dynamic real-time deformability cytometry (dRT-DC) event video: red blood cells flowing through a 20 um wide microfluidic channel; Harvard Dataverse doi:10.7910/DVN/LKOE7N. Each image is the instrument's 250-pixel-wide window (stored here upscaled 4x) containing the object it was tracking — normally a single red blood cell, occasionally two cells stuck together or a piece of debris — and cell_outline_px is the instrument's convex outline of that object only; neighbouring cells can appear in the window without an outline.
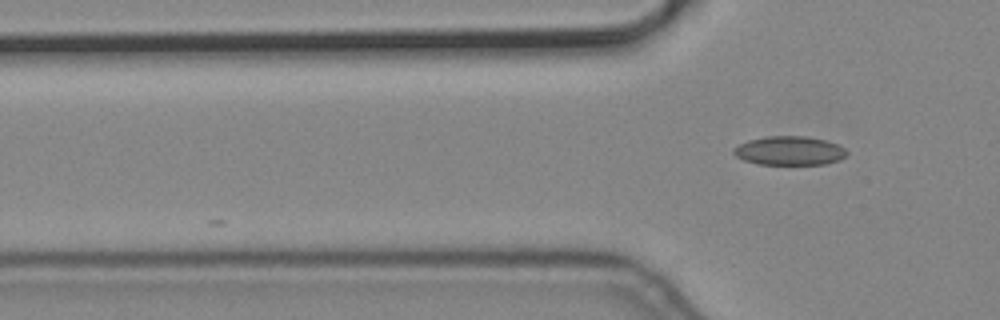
{"species": "common noctule bat (a hibernating species)", "species_latin": "Nyctalus noctula", "temperature_condition": "cold", "stored_images_in_passage": 4, "camera_frame_rate_fps": 3000, "um_per_image_px": 0.085, "animal": {"sex": "male", "body_mass_g": 19.2, "forearm_length_mm": 51.8}, "frame": {"image": 1, "passage_image": 4, "time_ms": 1.0, "image_size_px": [1000, 320], "cell_outline_px": [[848, 152], [840, 160], [824, 164], [756, 164], [744, 160], [736, 156], [732, 152], [732, 148], [748, 140], [768, 136], [804, 136], [824, 140], [836, 144], [844, 148]], "centroid_in_image_um": [67.07, 12.81], "position_along_channel_um": 58.7, "area_um2": 18.96}}